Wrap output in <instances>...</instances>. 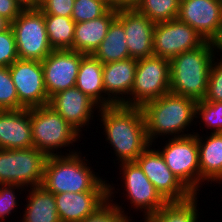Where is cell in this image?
I'll return each instance as SVG.
<instances>
[{
	"mask_svg": "<svg viewBox=\"0 0 222 222\" xmlns=\"http://www.w3.org/2000/svg\"><path fill=\"white\" fill-rule=\"evenodd\" d=\"M25 189L21 185L4 184L0 185V222L7 218V215H11L12 210L18 206L17 196L15 195L16 189ZM14 189V190H12Z\"/></svg>",
	"mask_w": 222,
	"mask_h": 222,
	"instance_id": "e575fe53",
	"label": "cell"
},
{
	"mask_svg": "<svg viewBox=\"0 0 222 222\" xmlns=\"http://www.w3.org/2000/svg\"><path fill=\"white\" fill-rule=\"evenodd\" d=\"M169 92L170 61L156 55L141 58L137 60L131 94L123 105L142 107Z\"/></svg>",
	"mask_w": 222,
	"mask_h": 222,
	"instance_id": "52a82bcc",
	"label": "cell"
},
{
	"mask_svg": "<svg viewBox=\"0 0 222 222\" xmlns=\"http://www.w3.org/2000/svg\"><path fill=\"white\" fill-rule=\"evenodd\" d=\"M113 188L110 183H108V200L99 207L93 214L85 217L81 222H130L129 219L123 212V208L117 203H113L111 196H113ZM112 203H111V202Z\"/></svg>",
	"mask_w": 222,
	"mask_h": 222,
	"instance_id": "f1b7e54d",
	"label": "cell"
},
{
	"mask_svg": "<svg viewBox=\"0 0 222 222\" xmlns=\"http://www.w3.org/2000/svg\"><path fill=\"white\" fill-rule=\"evenodd\" d=\"M177 18L196 30L205 41L216 43L222 35L219 0H180Z\"/></svg>",
	"mask_w": 222,
	"mask_h": 222,
	"instance_id": "4fadbf2b",
	"label": "cell"
},
{
	"mask_svg": "<svg viewBox=\"0 0 222 222\" xmlns=\"http://www.w3.org/2000/svg\"><path fill=\"white\" fill-rule=\"evenodd\" d=\"M84 55L73 50H53L41 61L49 99L58 92L75 87Z\"/></svg>",
	"mask_w": 222,
	"mask_h": 222,
	"instance_id": "5bb4252c",
	"label": "cell"
},
{
	"mask_svg": "<svg viewBox=\"0 0 222 222\" xmlns=\"http://www.w3.org/2000/svg\"><path fill=\"white\" fill-rule=\"evenodd\" d=\"M47 158L35 147L0 149V185L40 186Z\"/></svg>",
	"mask_w": 222,
	"mask_h": 222,
	"instance_id": "8992f818",
	"label": "cell"
},
{
	"mask_svg": "<svg viewBox=\"0 0 222 222\" xmlns=\"http://www.w3.org/2000/svg\"><path fill=\"white\" fill-rule=\"evenodd\" d=\"M24 9L15 0H0V16L12 23Z\"/></svg>",
	"mask_w": 222,
	"mask_h": 222,
	"instance_id": "8d00e7d4",
	"label": "cell"
},
{
	"mask_svg": "<svg viewBox=\"0 0 222 222\" xmlns=\"http://www.w3.org/2000/svg\"><path fill=\"white\" fill-rule=\"evenodd\" d=\"M136 68L137 59L134 58L103 64L105 96L108 95L107 97L115 105L124 104L128 100L134 84Z\"/></svg>",
	"mask_w": 222,
	"mask_h": 222,
	"instance_id": "ffe728a7",
	"label": "cell"
},
{
	"mask_svg": "<svg viewBox=\"0 0 222 222\" xmlns=\"http://www.w3.org/2000/svg\"><path fill=\"white\" fill-rule=\"evenodd\" d=\"M197 134L200 184L204 181L222 182V133H211L202 140Z\"/></svg>",
	"mask_w": 222,
	"mask_h": 222,
	"instance_id": "603a6c76",
	"label": "cell"
},
{
	"mask_svg": "<svg viewBox=\"0 0 222 222\" xmlns=\"http://www.w3.org/2000/svg\"><path fill=\"white\" fill-rule=\"evenodd\" d=\"M119 166H122L120 174H123L127 199L135 209H142L145 217L167 203L136 162H123Z\"/></svg>",
	"mask_w": 222,
	"mask_h": 222,
	"instance_id": "9a60e30c",
	"label": "cell"
},
{
	"mask_svg": "<svg viewBox=\"0 0 222 222\" xmlns=\"http://www.w3.org/2000/svg\"><path fill=\"white\" fill-rule=\"evenodd\" d=\"M199 115H201L199 117ZM198 116V117H197ZM202 118L207 129H211V133H222V101L208 102L206 100H200L196 104V117Z\"/></svg>",
	"mask_w": 222,
	"mask_h": 222,
	"instance_id": "4dcf8cb0",
	"label": "cell"
},
{
	"mask_svg": "<svg viewBox=\"0 0 222 222\" xmlns=\"http://www.w3.org/2000/svg\"><path fill=\"white\" fill-rule=\"evenodd\" d=\"M197 194L184 201H170L144 217V222H198ZM198 215V216H197Z\"/></svg>",
	"mask_w": 222,
	"mask_h": 222,
	"instance_id": "484cf974",
	"label": "cell"
},
{
	"mask_svg": "<svg viewBox=\"0 0 222 222\" xmlns=\"http://www.w3.org/2000/svg\"><path fill=\"white\" fill-rule=\"evenodd\" d=\"M216 43L184 51L170 61V93L204 100L212 61L216 59Z\"/></svg>",
	"mask_w": 222,
	"mask_h": 222,
	"instance_id": "3957f363",
	"label": "cell"
},
{
	"mask_svg": "<svg viewBox=\"0 0 222 222\" xmlns=\"http://www.w3.org/2000/svg\"><path fill=\"white\" fill-rule=\"evenodd\" d=\"M75 87L89 96L100 107L115 105L108 97L104 96L103 64L94 55L82 57Z\"/></svg>",
	"mask_w": 222,
	"mask_h": 222,
	"instance_id": "7402d4cb",
	"label": "cell"
},
{
	"mask_svg": "<svg viewBox=\"0 0 222 222\" xmlns=\"http://www.w3.org/2000/svg\"><path fill=\"white\" fill-rule=\"evenodd\" d=\"M23 9H38L40 6L39 0H15Z\"/></svg>",
	"mask_w": 222,
	"mask_h": 222,
	"instance_id": "f35d334b",
	"label": "cell"
},
{
	"mask_svg": "<svg viewBox=\"0 0 222 222\" xmlns=\"http://www.w3.org/2000/svg\"><path fill=\"white\" fill-rule=\"evenodd\" d=\"M48 156L42 186L53 194L64 192H108L106 180L95 175L80 152ZM94 173V174H93Z\"/></svg>",
	"mask_w": 222,
	"mask_h": 222,
	"instance_id": "7a4b0ae2",
	"label": "cell"
},
{
	"mask_svg": "<svg viewBox=\"0 0 222 222\" xmlns=\"http://www.w3.org/2000/svg\"><path fill=\"white\" fill-rule=\"evenodd\" d=\"M49 106L58 112L78 132L90 124L93 110L100 106L77 87L58 92L49 99ZM92 115V116H91Z\"/></svg>",
	"mask_w": 222,
	"mask_h": 222,
	"instance_id": "e0dca14e",
	"label": "cell"
},
{
	"mask_svg": "<svg viewBox=\"0 0 222 222\" xmlns=\"http://www.w3.org/2000/svg\"><path fill=\"white\" fill-rule=\"evenodd\" d=\"M10 26L11 23L4 17L0 16V33L7 30Z\"/></svg>",
	"mask_w": 222,
	"mask_h": 222,
	"instance_id": "ab89813d",
	"label": "cell"
},
{
	"mask_svg": "<svg viewBox=\"0 0 222 222\" xmlns=\"http://www.w3.org/2000/svg\"><path fill=\"white\" fill-rule=\"evenodd\" d=\"M174 175L193 193L200 191V167L197 133L171 137L162 151L158 150Z\"/></svg>",
	"mask_w": 222,
	"mask_h": 222,
	"instance_id": "9c48e42d",
	"label": "cell"
},
{
	"mask_svg": "<svg viewBox=\"0 0 222 222\" xmlns=\"http://www.w3.org/2000/svg\"><path fill=\"white\" fill-rule=\"evenodd\" d=\"M117 16L116 9H109L103 16L86 22L75 23L73 51L93 55L107 35L108 28Z\"/></svg>",
	"mask_w": 222,
	"mask_h": 222,
	"instance_id": "44dd1931",
	"label": "cell"
},
{
	"mask_svg": "<svg viewBox=\"0 0 222 222\" xmlns=\"http://www.w3.org/2000/svg\"><path fill=\"white\" fill-rule=\"evenodd\" d=\"M180 0H140L136 9L154 23L176 19Z\"/></svg>",
	"mask_w": 222,
	"mask_h": 222,
	"instance_id": "83f0119b",
	"label": "cell"
},
{
	"mask_svg": "<svg viewBox=\"0 0 222 222\" xmlns=\"http://www.w3.org/2000/svg\"><path fill=\"white\" fill-rule=\"evenodd\" d=\"M17 59L15 35L10 26L0 33V67H9Z\"/></svg>",
	"mask_w": 222,
	"mask_h": 222,
	"instance_id": "d6a6232c",
	"label": "cell"
},
{
	"mask_svg": "<svg viewBox=\"0 0 222 222\" xmlns=\"http://www.w3.org/2000/svg\"><path fill=\"white\" fill-rule=\"evenodd\" d=\"M212 61L209 80L204 100L208 102L222 101V60Z\"/></svg>",
	"mask_w": 222,
	"mask_h": 222,
	"instance_id": "836d02e7",
	"label": "cell"
},
{
	"mask_svg": "<svg viewBox=\"0 0 222 222\" xmlns=\"http://www.w3.org/2000/svg\"><path fill=\"white\" fill-rule=\"evenodd\" d=\"M49 43L53 50H73L75 22L71 17L44 15Z\"/></svg>",
	"mask_w": 222,
	"mask_h": 222,
	"instance_id": "4316f807",
	"label": "cell"
},
{
	"mask_svg": "<svg viewBox=\"0 0 222 222\" xmlns=\"http://www.w3.org/2000/svg\"><path fill=\"white\" fill-rule=\"evenodd\" d=\"M116 18L123 24L130 58L141 59L153 54L155 24L136 8L117 10Z\"/></svg>",
	"mask_w": 222,
	"mask_h": 222,
	"instance_id": "2e32d148",
	"label": "cell"
},
{
	"mask_svg": "<svg viewBox=\"0 0 222 222\" xmlns=\"http://www.w3.org/2000/svg\"><path fill=\"white\" fill-rule=\"evenodd\" d=\"M149 145L135 160L146 177L167 201H184L193 193L172 173L158 150Z\"/></svg>",
	"mask_w": 222,
	"mask_h": 222,
	"instance_id": "7c38bea8",
	"label": "cell"
},
{
	"mask_svg": "<svg viewBox=\"0 0 222 222\" xmlns=\"http://www.w3.org/2000/svg\"><path fill=\"white\" fill-rule=\"evenodd\" d=\"M102 64L130 58L123 24L115 18L107 35L93 54Z\"/></svg>",
	"mask_w": 222,
	"mask_h": 222,
	"instance_id": "d4e9b609",
	"label": "cell"
},
{
	"mask_svg": "<svg viewBox=\"0 0 222 222\" xmlns=\"http://www.w3.org/2000/svg\"><path fill=\"white\" fill-rule=\"evenodd\" d=\"M19 98V109L49 104L41 61L17 59L9 66Z\"/></svg>",
	"mask_w": 222,
	"mask_h": 222,
	"instance_id": "8fae6325",
	"label": "cell"
},
{
	"mask_svg": "<svg viewBox=\"0 0 222 222\" xmlns=\"http://www.w3.org/2000/svg\"><path fill=\"white\" fill-rule=\"evenodd\" d=\"M110 9L106 0H75L72 19L75 23L94 20Z\"/></svg>",
	"mask_w": 222,
	"mask_h": 222,
	"instance_id": "f546056e",
	"label": "cell"
},
{
	"mask_svg": "<svg viewBox=\"0 0 222 222\" xmlns=\"http://www.w3.org/2000/svg\"><path fill=\"white\" fill-rule=\"evenodd\" d=\"M216 47H217V52L219 51H221V53H222V35H221V37H220V39L216 42ZM219 49V50H218ZM222 57V56H221ZM221 60H222V58H220Z\"/></svg>",
	"mask_w": 222,
	"mask_h": 222,
	"instance_id": "60d3db41",
	"label": "cell"
},
{
	"mask_svg": "<svg viewBox=\"0 0 222 222\" xmlns=\"http://www.w3.org/2000/svg\"><path fill=\"white\" fill-rule=\"evenodd\" d=\"M75 0H43L39 9L44 15L72 17Z\"/></svg>",
	"mask_w": 222,
	"mask_h": 222,
	"instance_id": "d590c367",
	"label": "cell"
},
{
	"mask_svg": "<svg viewBox=\"0 0 222 222\" xmlns=\"http://www.w3.org/2000/svg\"><path fill=\"white\" fill-rule=\"evenodd\" d=\"M140 0H109V7L111 9H131L136 8Z\"/></svg>",
	"mask_w": 222,
	"mask_h": 222,
	"instance_id": "74e56055",
	"label": "cell"
},
{
	"mask_svg": "<svg viewBox=\"0 0 222 222\" xmlns=\"http://www.w3.org/2000/svg\"><path fill=\"white\" fill-rule=\"evenodd\" d=\"M99 115L104 126L106 141L113 147L118 163L135 162L151 145L141 107L123 104L100 107Z\"/></svg>",
	"mask_w": 222,
	"mask_h": 222,
	"instance_id": "6da1fadb",
	"label": "cell"
},
{
	"mask_svg": "<svg viewBox=\"0 0 222 222\" xmlns=\"http://www.w3.org/2000/svg\"><path fill=\"white\" fill-rule=\"evenodd\" d=\"M196 104V100L170 92L144 104L141 109L151 146L153 139L160 135H173V138L192 135L184 131L196 117Z\"/></svg>",
	"mask_w": 222,
	"mask_h": 222,
	"instance_id": "277c9868",
	"label": "cell"
},
{
	"mask_svg": "<svg viewBox=\"0 0 222 222\" xmlns=\"http://www.w3.org/2000/svg\"><path fill=\"white\" fill-rule=\"evenodd\" d=\"M19 59L43 61L52 51L48 40L44 13L38 9H24L11 23Z\"/></svg>",
	"mask_w": 222,
	"mask_h": 222,
	"instance_id": "ba28073f",
	"label": "cell"
},
{
	"mask_svg": "<svg viewBox=\"0 0 222 222\" xmlns=\"http://www.w3.org/2000/svg\"><path fill=\"white\" fill-rule=\"evenodd\" d=\"M60 222H81L108 200V192L54 194Z\"/></svg>",
	"mask_w": 222,
	"mask_h": 222,
	"instance_id": "d6986e66",
	"label": "cell"
},
{
	"mask_svg": "<svg viewBox=\"0 0 222 222\" xmlns=\"http://www.w3.org/2000/svg\"><path fill=\"white\" fill-rule=\"evenodd\" d=\"M30 190L22 222H60L54 194L42 185Z\"/></svg>",
	"mask_w": 222,
	"mask_h": 222,
	"instance_id": "cb8c5ba5",
	"label": "cell"
},
{
	"mask_svg": "<svg viewBox=\"0 0 222 222\" xmlns=\"http://www.w3.org/2000/svg\"><path fill=\"white\" fill-rule=\"evenodd\" d=\"M34 147L31 130V108L0 110V149Z\"/></svg>",
	"mask_w": 222,
	"mask_h": 222,
	"instance_id": "ac0fdd59",
	"label": "cell"
},
{
	"mask_svg": "<svg viewBox=\"0 0 222 222\" xmlns=\"http://www.w3.org/2000/svg\"><path fill=\"white\" fill-rule=\"evenodd\" d=\"M31 130L34 147L47 156L57 155L58 148L74 146L80 138V133L49 105L31 108Z\"/></svg>",
	"mask_w": 222,
	"mask_h": 222,
	"instance_id": "5b68a950",
	"label": "cell"
},
{
	"mask_svg": "<svg viewBox=\"0 0 222 222\" xmlns=\"http://www.w3.org/2000/svg\"><path fill=\"white\" fill-rule=\"evenodd\" d=\"M19 98L9 71L0 67V110H18Z\"/></svg>",
	"mask_w": 222,
	"mask_h": 222,
	"instance_id": "1f68e13d",
	"label": "cell"
},
{
	"mask_svg": "<svg viewBox=\"0 0 222 222\" xmlns=\"http://www.w3.org/2000/svg\"><path fill=\"white\" fill-rule=\"evenodd\" d=\"M205 42L196 30L176 18L155 24L153 54L171 61L184 51L196 49Z\"/></svg>",
	"mask_w": 222,
	"mask_h": 222,
	"instance_id": "30bf717a",
	"label": "cell"
}]
</instances>
